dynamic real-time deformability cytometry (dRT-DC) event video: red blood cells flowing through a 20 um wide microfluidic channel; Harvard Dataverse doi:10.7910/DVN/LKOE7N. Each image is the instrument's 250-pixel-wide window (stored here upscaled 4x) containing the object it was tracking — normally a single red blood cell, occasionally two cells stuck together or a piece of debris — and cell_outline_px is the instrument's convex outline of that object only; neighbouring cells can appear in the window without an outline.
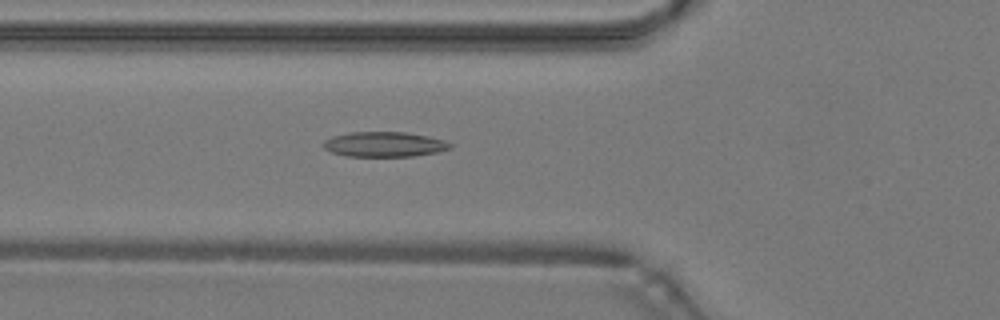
{"species": "common noctule bat (a hibernating species)", "species_latin": "Nyctalus noctula", "temperature_condition": "warm", "stored_images_in_passage": 49, "camera_frame_rate_fps": 3000, "um_per_image_px": 0.085, "animal": {"sex": "male", "body_mass_g": 19.2, "forearm_length_mm": 51.8}, "frame": {"image": 1, "passage_image": 18, "time_ms": 5.667, "image_size_px": [1000, 320], "cell_outline_px": [[452, 148], [436, 152], [412, 156], [344, 156], [332, 152], [324, 148], [324, 140], [332, 136], [348, 132], [404, 132], [428, 136], [444, 140], [452, 144]], "centroid_in_image_um": [32.65, 12.26], "position_along_channel_um": 93.1, "area_um2": 18.44}}
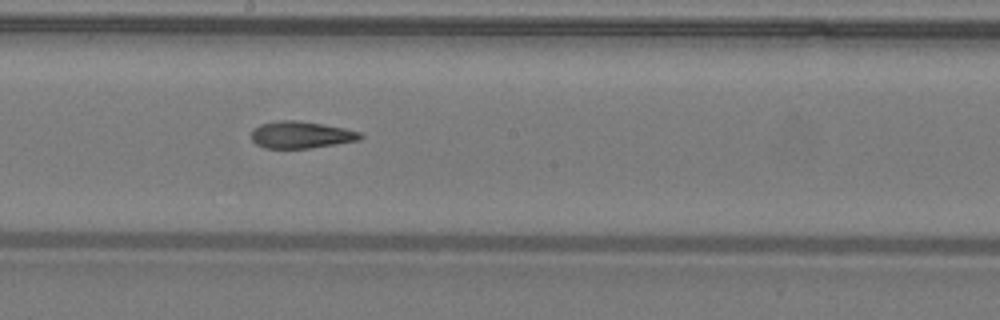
{"frame": {"image": 2, "passage_image": 27, "time_ms": 8.667, "image_size_px": [1000, 320], "cell_outline_px": [[364, 136], [360, 140], [308, 148], [264, 148], [256, 144], [252, 140], [252, 128], [260, 124], [276, 120], [296, 120], [344, 128], [360, 132]], "centroid_in_image_um": [25.55, 11.45], "position_along_channel_um": 222.6, "area_um2": 17.05}}
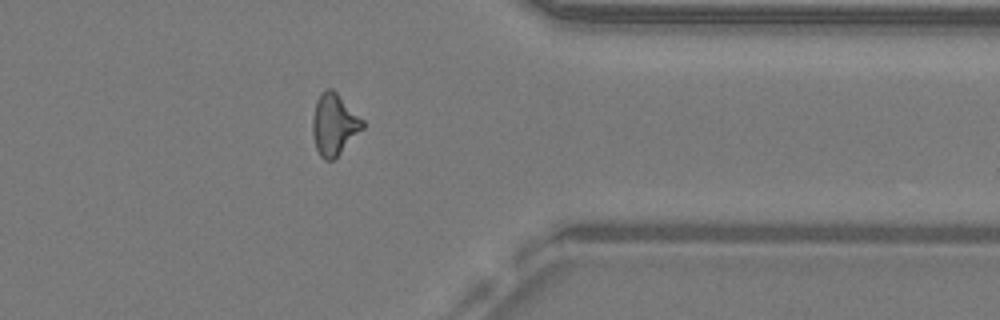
{"frame": {"image": 3, "passage_image": 39, "time_ms": 12.667, "image_size_px": [1000, 320], "cell_outline_px": [[364, 128], [332, 160], [324, 160], [320, 156], [316, 148], [312, 132], [312, 116], [316, 100], [320, 92], [324, 88], [332, 88], [364, 120]], "centroid_in_image_um": [28.38, 10.54], "position_along_channel_um": 383.0, "area_um2": 17.92}, "authors_computed_cell_mechanics": {"area_um2": 17.629, "velocity_mm_per_s": 4.2981, "shape_relaxation_time_tau1_ms": null, "shape_relaxation_time_tau2_ms": 3.8854, "deformation_change_tau1": null, "deformation_change_tau2": 0.1242}}